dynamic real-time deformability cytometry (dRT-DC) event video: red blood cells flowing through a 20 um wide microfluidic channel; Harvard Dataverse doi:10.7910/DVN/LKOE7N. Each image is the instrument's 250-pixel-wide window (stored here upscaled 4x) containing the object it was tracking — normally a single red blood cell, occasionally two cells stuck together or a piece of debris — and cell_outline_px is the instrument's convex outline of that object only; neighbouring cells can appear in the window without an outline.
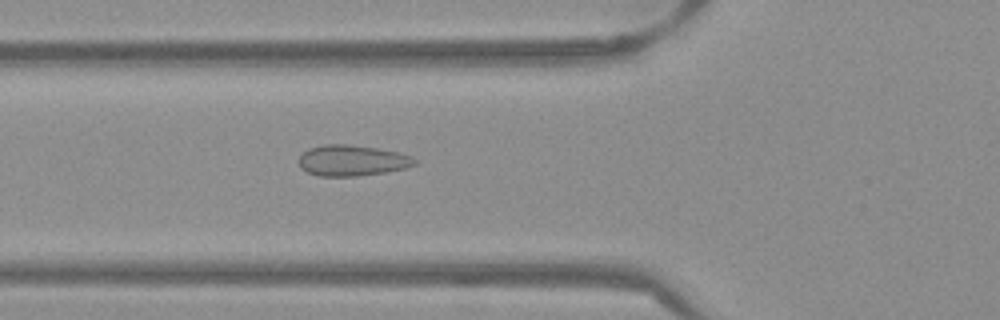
{"species": "Egyptian fruit bat (a non-hibernating species)", "species_latin": "Rousettus aegyptiacus", "temperature_condition": "warm", "stored_images_in_passage": 48, "camera_frame_rate_fps": 3000, "um_per_image_px": 0.085, "frame": {"image": 1, "passage_image": 15, "time_ms": 4.667, "image_size_px": [1000, 320], "cell_outline_px": [[416, 164], [404, 168], [384, 172], [356, 176], [316, 176], [300, 168], [300, 156], [308, 148], [324, 144], [348, 144], [376, 148], [396, 152], [412, 156], [416, 160]], "centroid_in_image_um": [29.9, 13.64], "position_along_channel_um": 95.9, "area_um2": 20.69}}
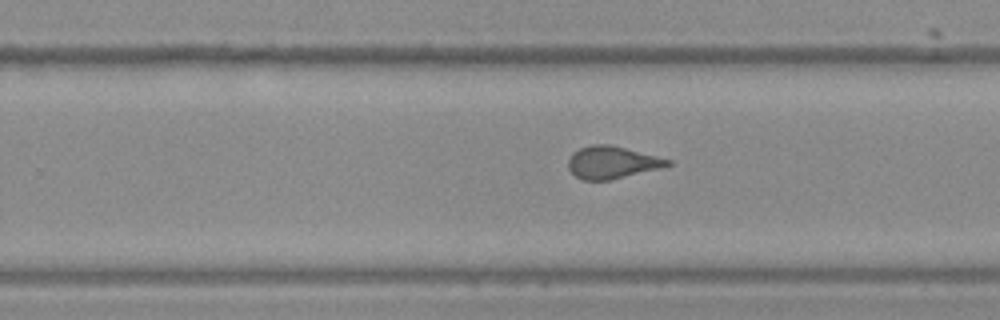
{"frame": {"image": 2, "passage_image": 29, "time_ms": 9.333, "image_size_px": [1000, 320], "cell_outline_px": [[672, 164], [660, 168], [608, 180], [584, 180], [576, 176], [568, 168], [568, 160], [572, 152], [580, 148], [592, 144], [612, 144], [672, 160]], "centroid_in_image_um": [52.01, 13.78], "position_along_channel_um": 277.8, "area_um2": 18.67}}
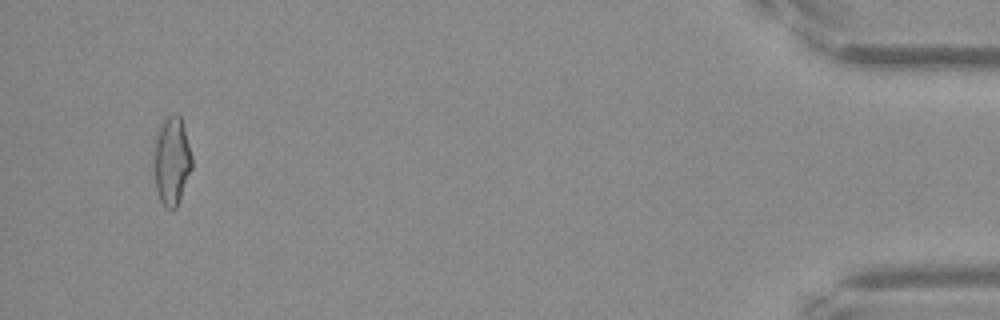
{"frame": {"image": 3, "passage_image": 46, "time_ms": 15.0, "image_size_px": [1000, 320], "cell_outline_px": [[192, 168], [176, 208], [172, 212], [164, 208], [156, 192], [156, 136], [164, 120], [168, 116], [176, 112], [180, 116], [184, 128], [192, 156]], "centroid_in_image_um": [14.63, 13.73], "position_along_channel_um": 420.6, "area_um2": 19.07}}